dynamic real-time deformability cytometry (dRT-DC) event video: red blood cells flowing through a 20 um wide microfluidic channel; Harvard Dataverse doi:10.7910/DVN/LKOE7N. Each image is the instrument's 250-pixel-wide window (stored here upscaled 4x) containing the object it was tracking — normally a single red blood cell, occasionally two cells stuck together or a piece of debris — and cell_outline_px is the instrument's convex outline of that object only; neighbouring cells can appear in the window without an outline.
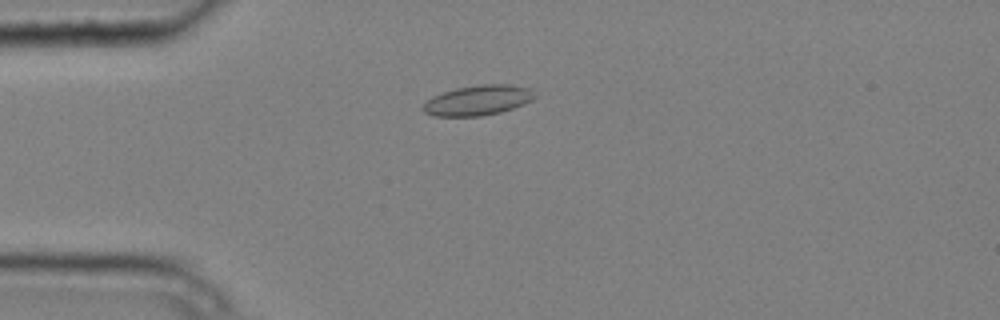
{"species": "common noctule bat (a hibernating species)", "species_latin": "Nyctalus noctula", "temperature_condition": "cold", "stored_images_in_passage": 10, "camera_frame_rate_fps": 3000, "um_per_image_px": 0.085, "animal": {"sex": "male", "body_mass_g": 20.4}, "frame": {"image": 1, "passage_image": 3, "time_ms": 0.667, "image_size_px": [1000, 320], "cell_outline_px": [[536, 96], [532, 100], [524, 104], [500, 112], [480, 116], [432, 116], [424, 112], [420, 108], [432, 96], [456, 88], [480, 84], [512, 84], [528, 88]], "centroid_in_image_um": [40.6, 8.52], "position_along_channel_um": 44.4, "area_um2": 19.54}}
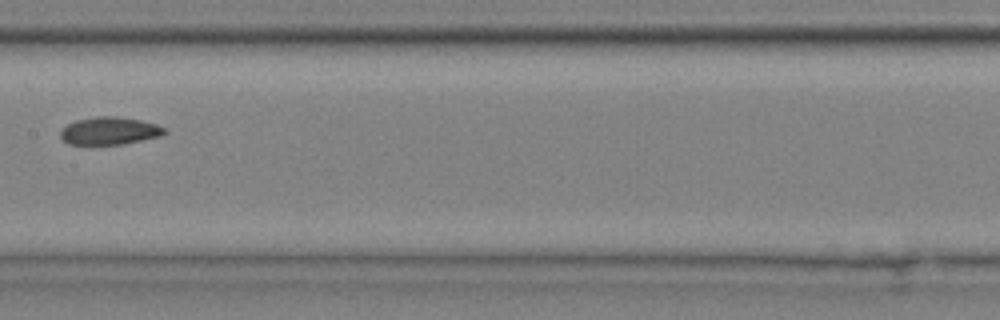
{"frame": {"image": 2, "passage_image": 7, "time_ms": 2.0, "image_size_px": [1000, 320], "cell_outline_px": [[168, 132], [160, 136], [124, 144], [68, 144], [60, 136], [60, 132], [68, 124], [76, 120], [96, 116], [116, 116], [140, 120], [156, 124], [164, 128]], "centroid_in_image_um": [9.32, 11.12], "position_along_channel_um": 198.1, "area_um2": 16.65}}
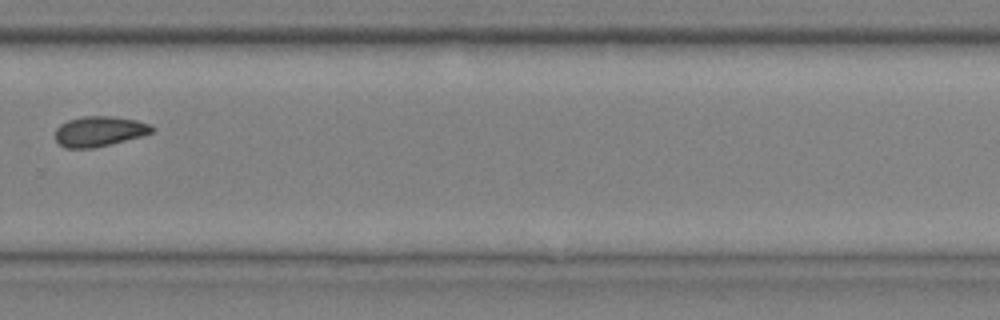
{"frame": {"image": 3, "passage_image": 10, "time_ms": 3.0, "image_size_px": [1000, 320], "cell_outline_px": [[156, 132], [92, 148], [64, 148], [56, 140], [56, 128], [60, 124], [68, 120], [84, 116], [108, 116], [136, 120], [152, 124], [156, 128]], "centroid_in_image_um": [8.47, 11.15], "position_along_channel_um": 321.3, "area_um2": 16.94}}